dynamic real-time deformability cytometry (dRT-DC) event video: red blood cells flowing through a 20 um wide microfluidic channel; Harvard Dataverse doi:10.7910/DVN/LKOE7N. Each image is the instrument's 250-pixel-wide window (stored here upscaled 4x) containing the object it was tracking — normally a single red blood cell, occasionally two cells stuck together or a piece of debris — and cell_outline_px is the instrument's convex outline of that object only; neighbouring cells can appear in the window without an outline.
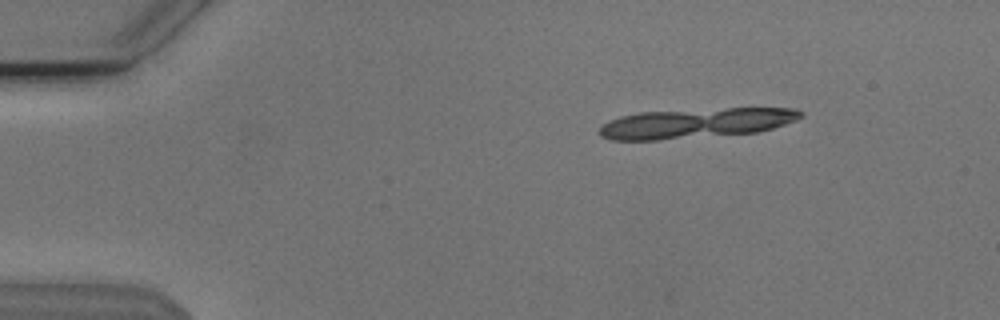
{"species": "Egyptian fruit bat (a non-hibernating species)", "species_latin": "Rousettus aegyptiacus", "temperature_condition": "cold", "stored_images_in_passage": 4, "camera_frame_rate_fps": 3000, "um_per_image_px": 0.085, "animal": {"sex": "male"}, "frame": {"image": 1, "passage_image": 3, "time_ms": 0.667, "image_size_px": [1000, 320], "cell_outline_px": [[804, 116], [796, 120], [772, 128], [756, 132], [656, 140], [612, 140], [600, 136], [600, 128], [604, 124], [620, 116], [640, 112], [728, 108], [796, 108], [804, 112]], "centroid_in_image_um": [59.18, 10.46], "position_along_channel_um": 25.8, "area_um2": 34.74}}